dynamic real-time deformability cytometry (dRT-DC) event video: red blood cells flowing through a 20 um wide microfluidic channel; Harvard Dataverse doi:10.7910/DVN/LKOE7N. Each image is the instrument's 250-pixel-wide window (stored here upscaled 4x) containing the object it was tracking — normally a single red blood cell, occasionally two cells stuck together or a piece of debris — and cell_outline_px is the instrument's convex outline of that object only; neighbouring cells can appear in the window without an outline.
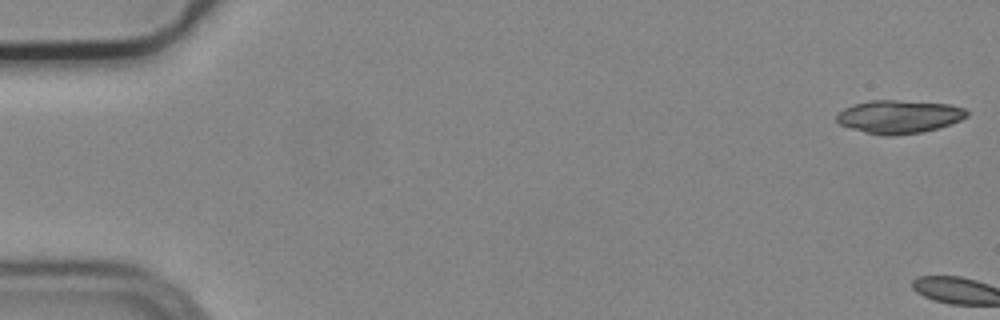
{"species": "common noctule bat (a hibernating species)", "species_latin": "Nyctalus noctula", "temperature_condition": "cold", "stored_images_in_passage": 6, "camera_frame_rate_fps": 3000, "um_per_image_px": 0.085, "animal": {"sex": "male", "body_mass_g": 19.2, "forearm_length_mm": 51.8}, "frame": {"image": 1, "passage_image": 1, "time_ms": 0.0, "image_size_px": [1000, 320], "cell_outline_px": [[968, 116], [952, 124], [924, 132], [892, 136], [884, 136], [864, 132], [840, 124], [836, 120], [836, 116], [844, 108], [856, 104], [872, 100], [896, 100], [948, 104], [964, 108], [968, 112]], "centroid_in_image_um": [76.44, 9.93], "position_along_channel_um": 8.6, "area_um2": 25.14}}
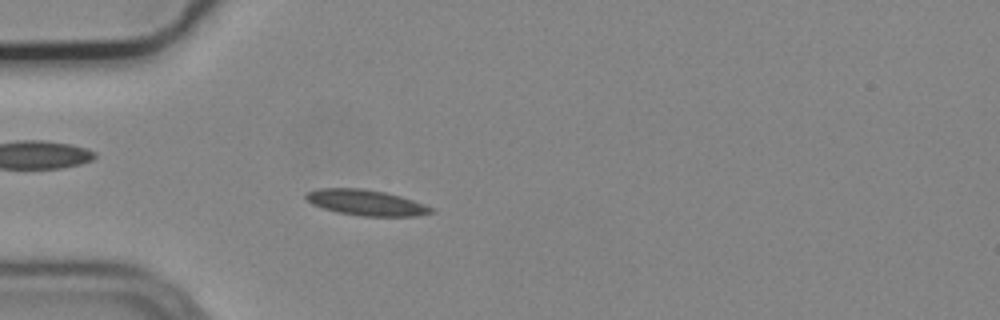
{"frame": {"image": 2, "passage_image": 6, "time_ms": 1.667, "image_size_px": [1000, 320], "cell_outline_px": [[436, 212], [416, 216], [360, 216], [336, 212], [312, 204], [304, 196], [308, 192], [320, 188], [360, 188], [384, 192], [400, 196], [424, 204], [432, 208]], "centroid_in_image_um": [31.12, 17.23], "position_along_channel_um": 53.9, "area_um2": 18.61}}